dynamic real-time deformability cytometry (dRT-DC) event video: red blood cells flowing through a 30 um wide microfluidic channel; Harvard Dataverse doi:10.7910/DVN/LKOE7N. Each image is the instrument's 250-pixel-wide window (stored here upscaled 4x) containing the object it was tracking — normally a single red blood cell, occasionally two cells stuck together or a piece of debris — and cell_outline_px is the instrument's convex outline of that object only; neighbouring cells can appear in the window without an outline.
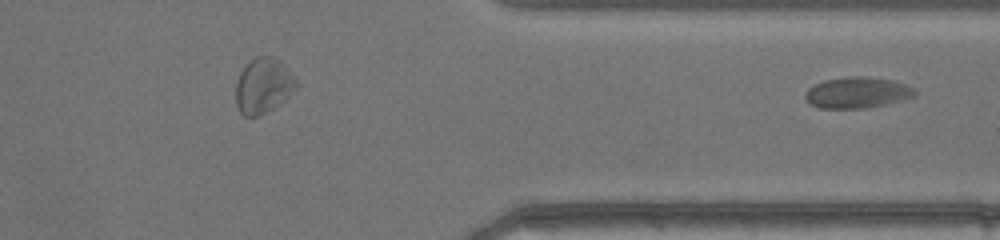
{"species": "common noctule bat (a hibernating species)", "species_latin": "Nyctalus noctula", "temperature_condition": "warm", "stored_images_in_passage": 24, "segment_of_instrument_passage": [2, 2], "camera_frame_rate_fps": 3000, "um_per_image_px": 0.085, "animal": {"sex": "female", "body_mass_g": 17.0, "forearm_length_mm": 48.0}, "frame": {"image": 1, "passage_image": 24, "time_ms": 7.667, "image_size_px": [1000, 240], "cell_outline_px": [[916, 96], [884, 104], [864, 108], [820, 108], [812, 104], [804, 96], [808, 88], [812, 84], [824, 80], [852, 76], [860, 76], [892, 80], [904, 84], [912, 88], [916, 92]], "centroid_in_image_um": [72.83, 7.86], "position_along_channel_um": 338.6, "area_um2": 19.54}}